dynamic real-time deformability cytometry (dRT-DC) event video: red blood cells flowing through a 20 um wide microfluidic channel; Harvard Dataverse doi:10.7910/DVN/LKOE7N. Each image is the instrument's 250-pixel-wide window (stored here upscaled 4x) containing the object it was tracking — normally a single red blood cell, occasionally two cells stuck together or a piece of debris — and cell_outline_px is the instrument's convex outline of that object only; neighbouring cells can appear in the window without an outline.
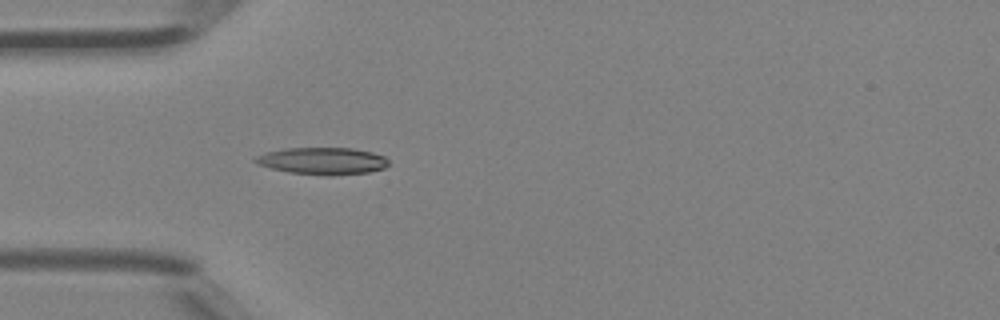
{"species": "Egyptian fruit bat (a non-hibernating species)", "species_latin": "Rousettus aegyptiacus", "temperature_condition": "room temperature", "stored_images_in_passage": 36, "camera_frame_rate_fps": 3000, "um_per_image_px": 0.085, "animal": {"sex": "female"}, "frame": {"image": 1, "passage_image": 4, "time_ms": 1.0, "image_size_px": [1000, 320], "cell_outline_px": [[388, 164], [384, 168], [368, 172], [328, 176], [288, 172], [272, 168], [260, 164], [252, 160], [256, 156], [268, 152], [288, 148], [352, 148], [372, 152], [384, 156], [388, 160]], "centroid_in_image_um": [27.44, 13.68], "position_along_channel_um": 57.6, "area_um2": 20.81}}
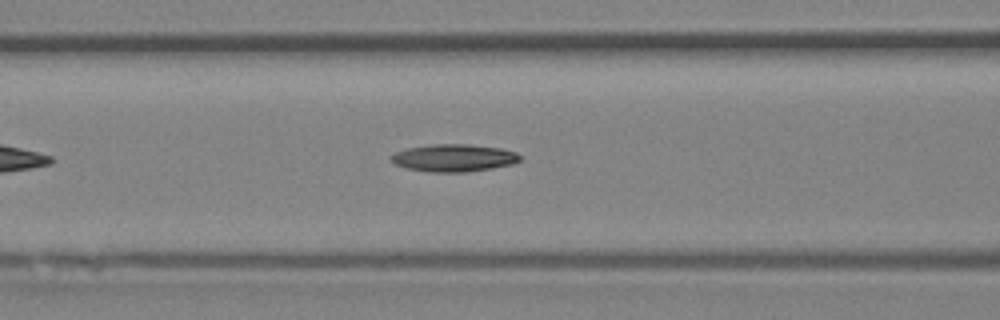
{"frame": {"image": 2, "passage_image": 9, "time_ms": 2.667, "image_size_px": [1000, 320], "cell_outline_px": [[520, 160], [512, 164], [492, 168], [464, 172], [428, 172], [408, 168], [396, 164], [388, 160], [388, 156], [396, 152], [408, 148], [432, 144], [468, 144], [500, 148], [516, 152], [520, 156]], "centroid_in_image_um": [38.54, 13.42], "position_along_channel_um": 128.1, "area_um2": 20.58}}
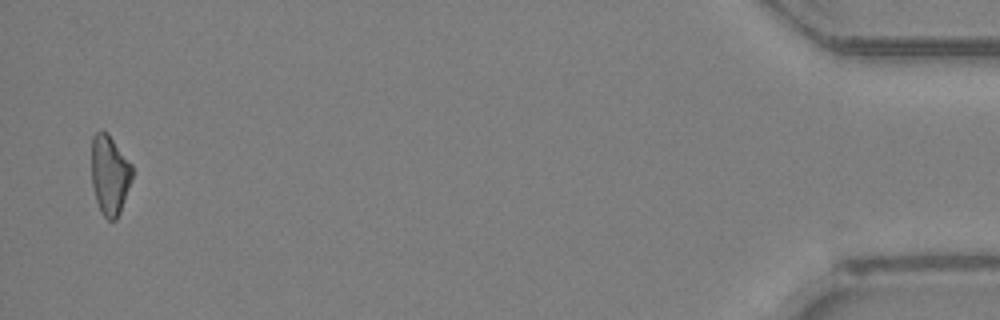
{"frame": {"image": 3, "passage_image": 35, "time_ms": 11.333, "image_size_px": [1000, 320], "cell_outline_px": [[132, 180], [120, 212], [116, 220], [108, 220], [100, 212], [96, 200], [92, 184], [92, 136], [96, 132], [108, 132], [132, 164]], "centroid_in_image_um": [9.33, 14.87], "position_along_channel_um": 425.9, "area_um2": 18.96}}